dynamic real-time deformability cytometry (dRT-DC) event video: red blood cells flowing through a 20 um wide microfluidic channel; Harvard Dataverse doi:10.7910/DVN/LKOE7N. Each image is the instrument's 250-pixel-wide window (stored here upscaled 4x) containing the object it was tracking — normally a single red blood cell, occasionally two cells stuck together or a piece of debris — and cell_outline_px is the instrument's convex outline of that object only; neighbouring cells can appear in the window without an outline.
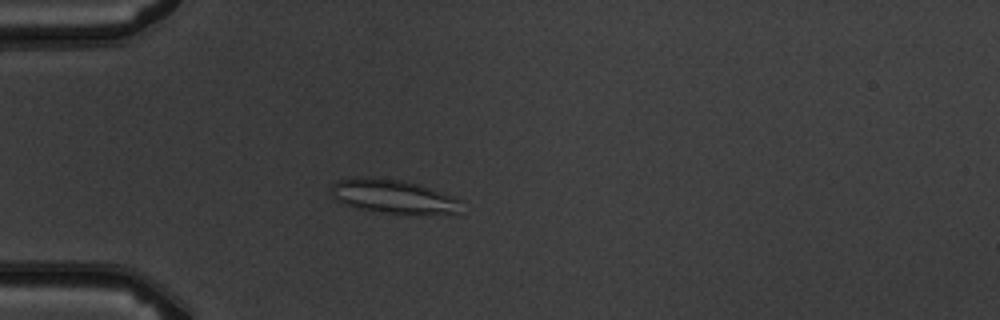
{"species": "common noctule bat (a hibernating species)", "species_latin": "Nyctalus noctula", "temperature_condition": "warm", "stored_images_in_passage": 3, "camera_frame_rate_fps": 3000, "um_per_image_px": 0.085, "animal": {"sex": "male", "body_mass_g": 19.5, "forearm_length_mm": 54.6}, "frame": {"image": 1, "passage_image": 3, "time_ms": 3.0, "image_size_px": [1000, 320], "cell_outline_px": [[460, 212], [388, 212], [360, 208], [344, 204], [336, 200], [332, 196], [328, 188], [336, 180], [360, 176], [372, 176], [404, 180], [420, 184], [452, 196], [460, 200]], "centroid_in_image_um": [33.3, 16.62], "position_along_channel_um": 51.7, "area_um2": 25.2}}